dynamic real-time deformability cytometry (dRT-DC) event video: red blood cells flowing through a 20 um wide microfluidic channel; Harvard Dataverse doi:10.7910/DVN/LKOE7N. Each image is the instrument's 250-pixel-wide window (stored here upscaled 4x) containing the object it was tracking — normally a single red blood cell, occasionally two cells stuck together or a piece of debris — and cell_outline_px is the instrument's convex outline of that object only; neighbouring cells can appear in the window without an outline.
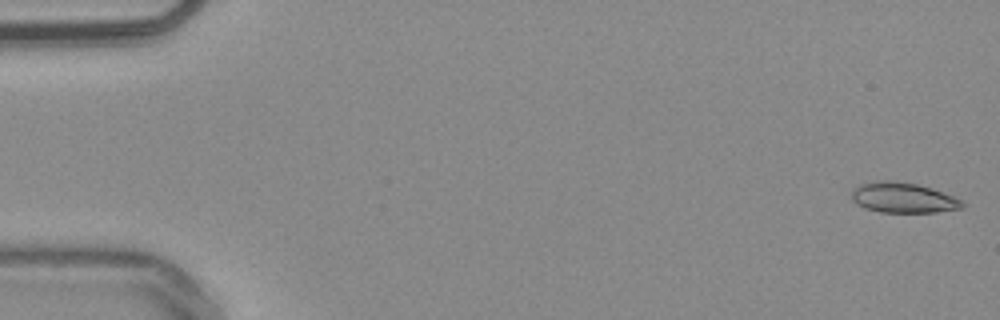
{"species": "common noctule bat (a hibernating species)", "species_latin": "Nyctalus noctula", "temperature_condition": "warm", "stored_images_in_passage": 53, "camera_frame_rate_fps": 3000, "um_per_image_px": 0.085, "animal": {"sex": "male", "body_mass_g": 20.4}, "frame": {"image": 1, "passage_image": 1, "time_ms": 0.0, "image_size_px": [1000, 320], "cell_outline_px": [[968, 204], [964, 208], [936, 212], [880, 212], [864, 208], [856, 204], [852, 200], [852, 188], [860, 184], [876, 180], [892, 180], [916, 184], [964, 200]], "centroid_in_image_um": [76.76, 16.81], "position_along_channel_um": 8.2, "area_um2": 19.65}}
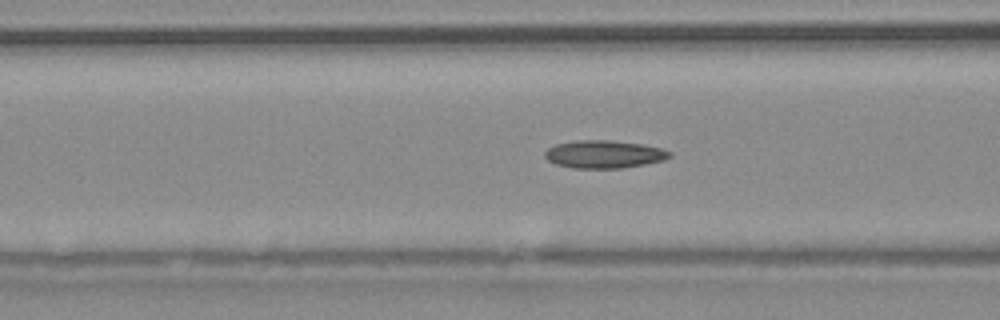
{"frame": {"image": 2, "passage_image": 21, "time_ms": 6.667, "image_size_px": [1000, 320], "cell_outline_px": [[672, 156], [664, 160], [644, 164], [620, 168], [572, 168], [556, 164], [548, 160], [544, 156], [544, 152], [548, 148], [556, 144], [576, 140], [608, 140], [644, 144], [660, 148], [672, 152]], "centroid_in_image_um": [51.34, 13.11], "position_along_channel_um": 115.3, "area_um2": 20.23}}
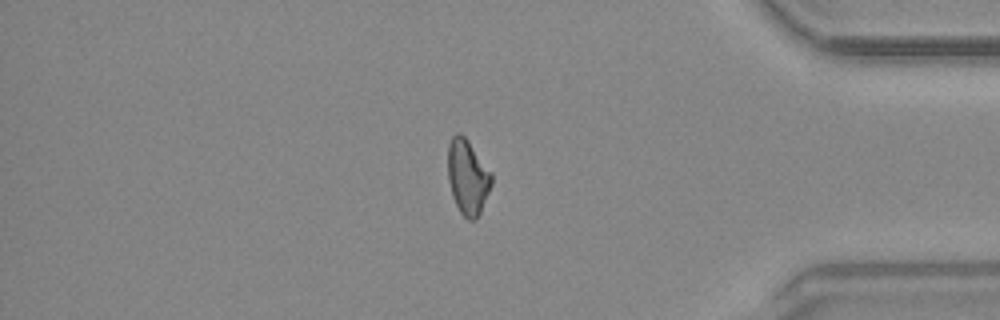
{"frame": {"image": 3, "passage_image": 45, "time_ms": 14.667, "image_size_px": [1000, 320], "cell_outline_px": [[492, 184], [480, 212], [476, 220], [468, 220], [460, 212], [452, 196], [448, 180], [448, 144], [452, 136], [456, 132], [460, 132], [468, 140], [492, 172]], "centroid_in_image_um": [39.75, 15.02], "position_along_channel_um": 395.5, "area_um2": 19.19}, "authors_computed_cell_mechanics": {"area_um2": 19.1896, "velocity_mm_per_s": 3.8452, "shape_relaxation_time_tau1_ms": null, "shape_relaxation_time_tau2_ms": 10.2083, "deformation_change_tau1": null, "deformation_change_tau2": 0.214}}